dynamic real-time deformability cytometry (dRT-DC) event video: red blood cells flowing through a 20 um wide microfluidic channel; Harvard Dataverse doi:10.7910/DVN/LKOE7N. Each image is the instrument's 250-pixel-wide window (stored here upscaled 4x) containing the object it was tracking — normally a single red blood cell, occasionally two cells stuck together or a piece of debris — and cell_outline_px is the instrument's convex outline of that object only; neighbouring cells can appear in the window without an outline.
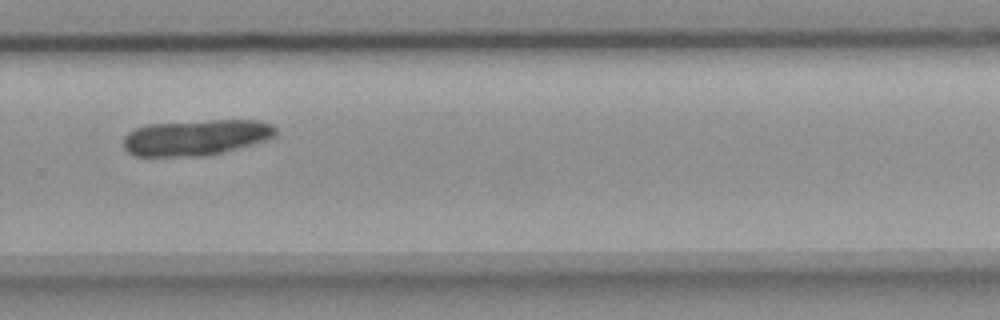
{"species": "common noctule bat (a hibernating species)", "species_latin": "Nyctalus noctula", "temperature_condition": "room temperature", "stored_images_in_passage": 14, "camera_frame_rate_fps": 3000, "um_per_image_px": 0.085, "animal": {"sex": "female", "body_mass_g": 18.4}, "frame": {"image": 1, "passage_image": 10, "time_ms": 11.333, "image_size_px": [1000, 320], "cell_outline_px": [[276, 136], [264, 140], [236, 148], [220, 152], [200, 156], [132, 156], [124, 148], [124, 136], [128, 132], [136, 128], [148, 124], [212, 120], [260, 120], [272, 124], [276, 128]], "centroid_in_image_um": [16.63, 11.67], "position_along_channel_um": 313.2, "area_um2": 31.56}}